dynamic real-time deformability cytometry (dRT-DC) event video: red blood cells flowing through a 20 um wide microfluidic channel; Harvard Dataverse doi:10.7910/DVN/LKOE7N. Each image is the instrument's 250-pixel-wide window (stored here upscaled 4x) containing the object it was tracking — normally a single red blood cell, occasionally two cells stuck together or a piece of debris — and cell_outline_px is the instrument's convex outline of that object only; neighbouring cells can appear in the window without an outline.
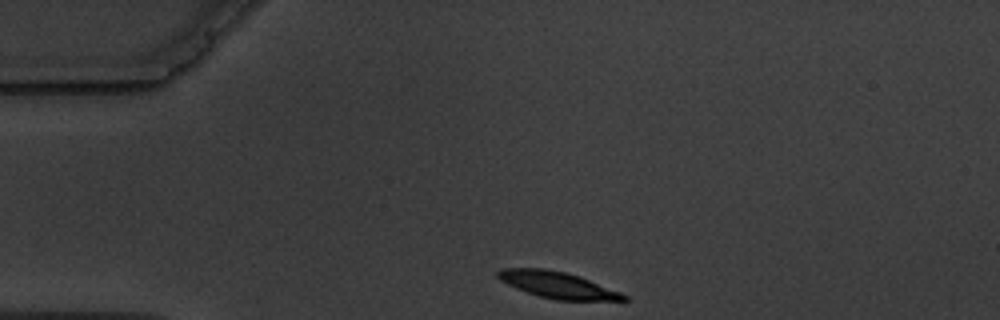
{"species": "common noctule bat (a hibernating species)", "species_latin": "Nyctalus noctula", "temperature_condition": "warm", "stored_images_in_passage": 6, "camera_frame_rate_fps": 3000, "um_per_image_px": 0.085, "animal": {"sex": "male", "body_mass_g": 19.5, "forearm_length_mm": 54.6}, "frame": {"image": 1, "passage_image": 1, "time_ms": 0.0, "image_size_px": [1000, 320], "cell_outline_px": [[628, 300], [556, 300], [540, 296], [516, 288], [500, 280], [496, 276], [496, 272], [500, 268], [544, 268], [564, 272], [580, 276], [620, 292], [628, 296]], "centroid_in_image_um": [47.37, 24.21], "position_along_channel_um": 37.6, "area_um2": 19.25}}
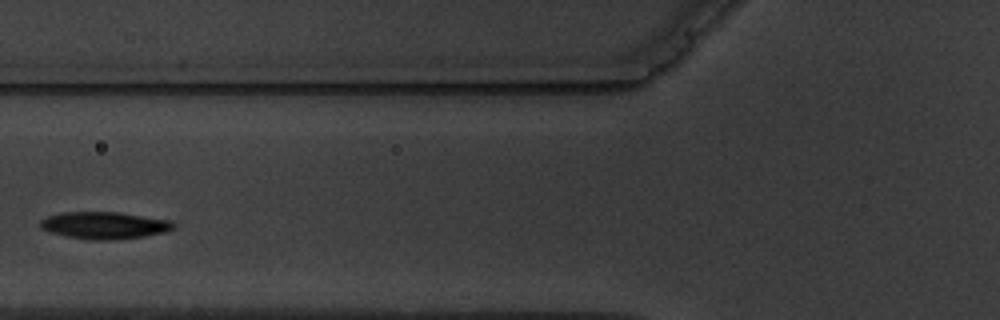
{"frame": {"image": 2, "passage_image": 4, "time_ms": 3.333, "image_size_px": [1000, 320], "cell_outline_px": [[176, 228], [164, 232], [144, 236], [112, 240], [92, 240], [64, 236], [40, 228], [40, 220], [48, 216], [60, 212], [120, 212], [172, 220], [176, 224]], "centroid_in_image_um": [8.9, 19.15], "position_along_channel_um": 116.9, "area_um2": 21.21}}
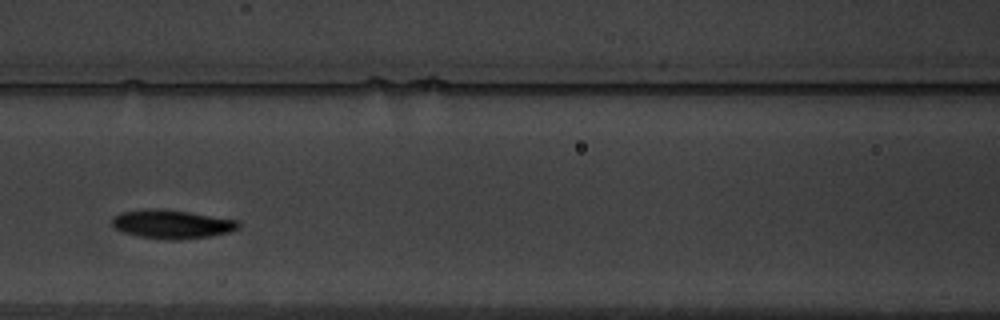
{"frame": {"image": 3, "passage_image": 5, "time_ms": 4.333, "image_size_px": [1000, 320], "cell_outline_px": [[240, 228], [228, 232], [208, 236], [176, 240], [164, 240], [140, 236], [124, 232], [116, 228], [112, 224], [112, 216], [120, 212], [144, 208], [164, 208], [240, 220]], "centroid_in_image_um": [14.61, 19.03], "position_along_channel_um": 152.0, "area_um2": 21.39}}